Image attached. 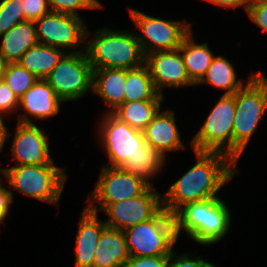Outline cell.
<instances>
[{
	"mask_svg": "<svg viewBox=\"0 0 267 267\" xmlns=\"http://www.w3.org/2000/svg\"><path fill=\"white\" fill-rule=\"evenodd\" d=\"M194 152L197 163L162 196V207L172 215L186 203L217 197L219 190L237 172V163L225 153Z\"/></svg>",
	"mask_w": 267,
	"mask_h": 267,
	"instance_id": "1",
	"label": "cell"
},
{
	"mask_svg": "<svg viewBox=\"0 0 267 267\" xmlns=\"http://www.w3.org/2000/svg\"><path fill=\"white\" fill-rule=\"evenodd\" d=\"M177 238L184 231L193 241L204 246L219 242L231 227V214L219 197L189 202L174 214Z\"/></svg>",
	"mask_w": 267,
	"mask_h": 267,
	"instance_id": "2",
	"label": "cell"
},
{
	"mask_svg": "<svg viewBox=\"0 0 267 267\" xmlns=\"http://www.w3.org/2000/svg\"><path fill=\"white\" fill-rule=\"evenodd\" d=\"M86 53L92 69H133L145 63V56L136 35L128 30L94 31L91 43H86Z\"/></svg>",
	"mask_w": 267,
	"mask_h": 267,
	"instance_id": "3",
	"label": "cell"
},
{
	"mask_svg": "<svg viewBox=\"0 0 267 267\" xmlns=\"http://www.w3.org/2000/svg\"><path fill=\"white\" fill-rule=\"evenodd\" d=\"M267 109V79L261 72L250 75L235 93L233 160L238 163Z\"/></svg>",
	"mask_w": 267,
	"mask_h": 267,
	"instance_id": "4",
	"label": "cell"
},
{
	"mask_svg": "<svg viewBox=\"0 0 267 267\" xmlns=\"http://www.w3.org/2000/svg\"><path fill=\"white\" fill-rule=\"evenodd\" d=\"M130 256H169L177 235L175 221L163 207L149 220L123 231Z\"/></svg>",
	"mask_w": 267,
	"mask_h": 267,
	"instance_id": "5",
	"label": "cell"
},
{
	"mask_svg": "<svg viewBox=\"0 0 267 267\" xmlns=\"http://www.w3.org/2000/svg\"><path fill=\"white\" fill-rule=\"evenodd\" d=\"M64 169L47 164L15 165L0 171L13 189L40 201L58 205L67 179Z\"/></svg>",
	"mask_w": 267,
	"mask_h": 267,
	"instance_id": "6",
	"label": "cell"
},
{
	"mask_svg": "<svg viewBox=\"0 0 267 267\" xmlns=\"http://www.w3.org/2000/svg\"><path fill=\"white\" fill-rule=\"evenodd\" d=\"M85 50L86 47L83 50L66 51L45 78L63 103L83 97L92 88L93 69Z\"/></svg>",
	"mask_w": 267,
	"mask_h": 267,
	"instance_id": "7",
	"label": "cell"
},
{
	"mask_svg": "<svg viewBox=\"0 0 267 267\" xmlns=\"http://www.w3.org/2000/svg\"><path fill=\"white\" fill-rule=\"evenodd\" d=\"M235 94H223L191 141L194 151L225 153L233 159Z\"/></svg>",
	"mask_w": 267,
	"mask_h": 267,
	"instance_id": "8",
	"label": "cell"
},
{
	"mask_svg": "<svg viewBox=\"0 0 267 267\" xmlns=\"http://www.w3.org/2000/svg\"><path fill=\"white\" fill-rule=\"evenodd\" d=\"M130 17L143 35H136L144 56L155 51L178 49L190 33L186 21H170L130 9Z\"/></svg>",
	"mask_w": 267,
	"mask_h": 267,
	"instance_id": "9",
	"label": "cell"
},
{
	"mask_svg": "<svg viewBox=\"0 0 267 267\" xmlns=\"http://www.w3.org/2000/svg\"><path fill=\"white\" fill-rule=\"evenodd\" d=\"M84 22L80 16L50 11L34 21L38 43L59 49L84 45L92 35Z\"/></svg>",
	"mask_w": 267,
	"mask_h": 267,
	"instance_id": "10",
	"label": "cell"
},
{
	"mask_svg": "<svg viewBox=\"0 0 267 267\" xmlns=\"http://www.w3.org/2000/svg\"><path fill=\"white\" fill-rule=\"evenodd\" d=\"M105 114L99 127L100 140L111 167H121L141 148L145 141L144 133L120 121L111 112Z\"/></svg>",
	"mask_w": 267,
	"mask_h": 267,
	"instance_id": "11",
	"label": "cell"
},
{
	"mask_svg": "<svg viewBox=\"0 0 267 267\" xmlns=\"http://www.w3.org/2000/svg\"><path fill=\"white\" fill-rule=\"evenodd\" d=\"M150 185L143 179L133 176L121 167H102L100 177L92 195L87 198V202L100 204V209L104 210L110 203L134 198L142 195Z\"/></svg>",
	"mask_w": 267,
	"mask_h": 267,
	"instance_id": "12",
	"label": "cell"
},
{
	"mask_svg": "<svg viewBox=\"0 0 267 267\" xmlns=\"http://www.w3.org/2000/svg\"><path fill=\"white\" fill-rule=\"evenodd\" d=\"M150 186L142 195L110 203L103 211L109 217L107 227L124 231L152 218L162 208V195Z\"/></svg>",
	"mask_w": 267,
	"mask_h": 267,
	"instance_id": "13",
	"label": "cell"
},
{
	"mask_svg": "<svg viewBox=\"0 0 267 267\" xmlns=\"http://www.w3.org/2000/svg\"><path fill=\"white\" fill-rule=\"evenodd\" d=\"M156 91L164 95L163 87H183L195 85L189 78L183 58L178 49L155 51L145 56Z\"/></svg>",
	"mask_w": 267,
	"mask_h": 267,
	"instance_id": "14",
	"label": "cell"
},
{
	"mask_svg": "<svg viewBox=\"0 0 267 267\" xmlns=\"http://www.w3.org/2000/svg\"><path fill=\"white\" fill-rule=\"evenodd\" d=\"M12 144V157L16 165L53 164L48 136L35 123L17 122Z\"/></svg>",
	"mask_w": 267,
	"mask_h": 267,
	"instance_id": "15",
	"label": "cell"
},
{
	"mask_svg": "<svg viewBox=\"0 0 267 267\" xmlns=\"http://www.w3.org/2000/svg\"><path fill=\"white\" fill-rule=\"evenodd\" d=\"M61 103L62 101L45 79H38L19 99V108H23L27 115H19L17 122L33 123L28 114L37 120L51 118L59 113Z\"/></svg>",
	"mask_w": 267,
	"mask_h": 267,
	"instance_id": "16",
	"label": "cell"
},
{
	"mask_svg": "<svg viewBox=\"0 0 267 267\" xmlns=\"http://www.w3.org/2000/svg\"><path fill=\"white\" fill-rule=\"evenodd\" d=\"M98 212L94 204L86 205L83 210L75 242V267H93L95 249L106 227L105 222L98 219Z\"/></svg>",
	"mask_w": 267,
	"mask_h": 267,
	"instance_id": "17",
	"label": "cell"
},
{
	"mask_svg": "<svg viewBox=\"0 0 267 267\" xmlns=\"http://www.w3.org/2000/svg\"><path fill=\"white\" fill-rule=\"evenodd\" d=\"M175 119L173 111L167 109L160 112L159 110L143 130L145 141L164 156L168 151L185 148Z\"/></svg>",
	"mask_w": 267,
	"mask_h": 267,
	"instance_id": "18",
	"label": "cell"
},
{
	"mask_svg": "<svg viewBox=\"0 0 267 267\" xmlns=\"http://www.w3.org/2000/svg\"><path fill=\"white\" fill-rule=\"evenodd\" d=\"M129 258L124 232L106 226L95 249L93 267H122Z\"/></svg>",
	"mask_w": 267,
	"mask_h": 267,
	"instance_id": "19",
	"label": "cell"
},
{
	"mask_svg": "<svg viewBox=\"0 0 267 267\" xmlns=\"http://www.w3.org/2000/svg\"><path fill=\"white\" fill-rule=\"evenodd\" d=\"M126 69L102 68L93 70L92 90L102 97L114 111L124 103Z\"/></svg>",
	"mask_w": 267,
	"mask_h": 267,
	"instance_id": "20",
	"label": "cell"
},
{
	"mask_svg": "<svg viewBox=\"0 0 267 267\" xmlns=\"http://www.w3.org/2000/svg\"><path fill=\"white\" fill-rule=\"evenodd\" d=\"M2 36L0 52L8 63H17L22 55L38 43L34 21H24Z\"/></svg>",
	"mask_w": 267,
	"mask_h": 267,
	"instance_id": "21",
	"label": "cell"
},
{
	"mask_svg": "<svg viewBox=\"0 0 267 267\" xmlns=\"http://www.w3.org/2000/svg\"><path fill=\"white\" fill-rule=\"evenodd\" d=\"M163 95L157 94L152 100L124 102L111 113L130 127L143 131L160 110Z\"/></svg>",
	"mask_w": 267,
	"mask_h": 267,
	"instance_id": "22",
	"label": "cell"
},
{
	"mask_svg": "<svg viewBox=\"0 0 267 267\" xmlns=\"http://www.w3.org/2000/svg\"><path fill=\"white\" fill-rule=\"evenodd\" d=\"M190 32L182 41L178 50L190 80L197 85L203 78L211 64L213 55L208 48V43L196 44Z\"/></svg>",
	"mask_w": 267,
	"mask_h": 267,
	"instance_id": "23",
	"label": "cell"
},
{
	"mask_svg": "<svg viewBox=\"0 0 267 267\" xmlns=\"http://www.w3.org/2000/svg\"><path fill=\"white\" fill-rule=\"evenodd\" d=\"M66 52L41 43L30 47L17 62L38 79H45Z\"/></svg>",
	"mask_w": 267,
	"mask_h": 267,
	"instance_id": "24",
	"label": "cell"
},
{
	"mask_svg": "<svg viewBox=\"0 0 267 267\" xmlns=\"http://www.w3.org/2000/svg\"><path fill=\"white\" fill-rule=\"evenodd\" d=\"M165 157L147 141H144L141 148L132 158H128L121 168L133 176L143 179L150 186H154L149 180L156 176L155 174L161 172L160 170L165 163Z\"/></svg>",
	"mask_w": 267,
	"mask_h": 267,
	"instance_id": "25",
	"label": "cell"
},
{
	"mask_svg": "<svg viewBox=\"0 0 267 267\" xmlns=\"http://www.w3.org/2000/svg\"><path fill=\"white\" fill-rule=\"evenodd\" d=\"M208 83L217 89L226 90L224 94H235L244 84L237 80L236 71L224 56H214L203 78L197 83Z\"/></svg>",
	"mask_w": 267,
	"mask_h": 267,
	"instance_id": "26",
	"label": "cell"
},
{
	"mask_svg": "<svg viewBox=\"0 0 267 267\" xmlns=\"http://www.w3.org/2000/svg\"><path fill=\"white\" fill-rule=\"evenodd\" d=\"M124 102L152 100L158 92L156 91L148 66L126 69Z\"/></svg>",
	"mask_w": 267,
	"mask_h": 267,
	"instance_id": "27",
	"label": "cell"
},
{
	"mask_svg": "<svg viewBox=\"0 0 267 267\" xmlns=\"http://www.w3.org/2000/svg\"><path fill=\"white\" fill-rule=\"evenodd\" d=\"M38 78L18 63H8L3 81L20 99L30 89Z\"/></svg>",
	"mask_w": 267,
	"mask_h": 267,
	"instance_id": "28",
	"label": "cell"
},
{
	"mask_svg": "<svg viewBox=\"0 0 267 267\" xmlns=\"http://www.w3.org/2000/svg\"><path fill=\"white\" fill-rule=\"evenodd\" d=\"M23 0H2L0 2V38L18 23L24 22Z\"/></svg>",
	"mask_w": 267,
	"mask_h": 267,
	"instance_id": "29",
	"label": "cell"
},
{
	"mask_svg": "<svg viewBox=\"0 0 267 267\" xmlns=\"http://www.w3.org/2000/svg\"><path fill=\"white\" fill-rule=\"evenodd\" d=\"M51 11L79 16L78 9H96L103 5L99 0H47Z\"/></svg>",
	"mask_w": 267,
	"mask_h": 267,
	"instance_id": "30",
	"label": "cell"
},
{
	"mask_svg": "<svg viewBox=\"0 0 267 267\" xmlns=\"http://www.w3.org/2000/svg\"><path fill=\"white\" fill-rule=\"evenodd\" d=\"M19 108V99L12 89L2 80L0 81V117Z\"/></svg>",
	"mask_w": 267,
	"mask_h": 267,
	"instance_id": "31",
	"label": "cell"
},
{
	"mask_svg": "<svg viewBox=\"0 0 267 267\" xmlns=\"http://www.w3.org/2000/svg\"><path fill=\"white\" fill-rule=\"evenodd\" d=\"M25 21H35L48 14L51 10L47 0H23Z\"/></svg>",
	"mask_w": 267,
	"mask_h": 267,
	"instance_id": "32",
	"label": "cell"
},
{
	"mask_svg": "<svg viewBox=\"0 0 267 267\" xmlns=\"http://www.w3.org/2000/svg\"><path fill=\"white\" fill-rule=\"evenodd\" d=\"M247 14L252 22L267 32V1H249Z\"/></svg>",
	"mask_w": 267,
	"mask_h": 267,
	"instance_id": "33",
	"label": "cell"
},
{
	"mask_svg": "<svg viewBox=\"0 0 267 267\" xmlns=\"http://www.w3.org/2000/svg\"><path fill=\"white\" fill-rule=\"evenodd\" d=\"M167 267H217V266H215L212 263L206 262L205 260H203V258L198 256L192 258L190 257L189 254H184V255H179L178 257L175 251H172V253L169 255V261Z\"/></svg>",
	"mask_w": 267,
	"mask_h": 267,
	"instance_id": "34",
	"label": "cell"
},
{
	"mask_svg": "<svg viewBox=\"0 0 267 267\" xmlns=\"http://www.w3.org/2000/svg\"><path fill=\"white\" fill-rule=\"evenodd\" d=\"M168 261L169 256H130L122 267H167Z\"/></svg>",
	"mask_w": 267,
	"mask_h": 267,
	"instance_id": "35",
	"label": "cell"
},
{
	"mask_svg": "<svg viewBox=\"0 0 267 267\" xmlns=\"http://www.w3.org/2000/svg\"><path fill=\"white\" fill-rule=\"evenodd\" d=\"M2 178H0L1 180ZM13 192L1 186L0 183V220L4 222L5 218L9 214V206L13 202Z\"/></svg>",
	"mask_w": 267,
	"mask_h": 267,
	"instance_id": "36",
	"label": "cell"
},
{
	"mask_svg": "<svg viewBox=\"0 0 267 267\" xmlns=\"http://www.w3.org/2000/svg\"><path fill=\"white\" fill-rule=\"evenodd\" d=\"M217 6H222L224 8H237L243 6L247 12L249 6V0H206Z\"/></svg>",
	"mask_w": 267,
	"mask_h": 267,
	"instance_id": "37",
	"label": "cell"
},
{
	"mask_svg": "<svg viewBox=\"0 0 267 267\" xmlns=\"http://www.w3.org/2000/svg\"><path fill=\"white\" fill-rule=\"evenodd\" d=\"M10 135L9 130L3 121V117H0V151L4 147L5 141Z\"/></svg>",
	"mask_w": 267,
	"mask_h": 267,
	"instance_id": "38",
	"label": "cell"
},
{
	"mask_svg": "<svg viewBox=\"0 0 267 267\" xmlns=\"http://www.w3.org/2000/svg\"><path fill=\"white\" fill-rule=\"evenodd\" d=\"M7 65H8V62L4 58L3 54L0 52V81L4 79Z\"/></svg>",
	"mask_w": 267,
	"mask_h": 267,
	"instance_id": "39",
	"label": "cell"
},
{
	"mask_svg": "<svg viewBox=\"0 0 267 267\" xmlns=\"http://www.w3.org/2000/svg\"><path fill=\"white\" fill-rule=\"evenodd\" d=\"M249 1H267V0H249Z\"/></svg>",
	"mask_w": 267,
	"mask_h": 267,
	"instance_id": "40",
	"label": "cell"
}]
</instances>
